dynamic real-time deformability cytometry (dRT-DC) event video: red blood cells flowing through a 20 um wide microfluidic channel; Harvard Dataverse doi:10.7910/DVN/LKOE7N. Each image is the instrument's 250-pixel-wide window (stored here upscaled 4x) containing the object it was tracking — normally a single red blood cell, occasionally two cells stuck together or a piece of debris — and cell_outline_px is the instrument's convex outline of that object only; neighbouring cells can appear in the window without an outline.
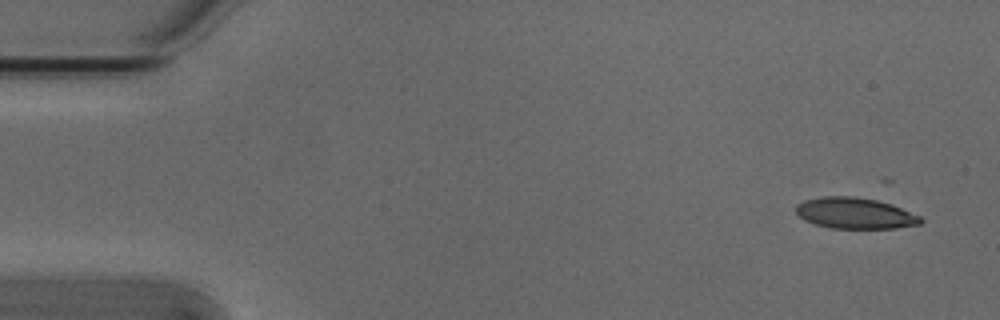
{"species": "Egyptian fruit bat (a non-hibernating species)", "species_latin": "Rousettus aegyptiacus", "temperature_condition": "cold", "stored_images_in_passage": 5, "camera_frame_rate_fps": 3000, "um_per_image_px": 0.085, "animal": {"sex": "male"}, "frame": {"image": 1, "passage_image": 1, "time_ms": 0.0, "image_size_px": [1000, 320], "cell_outline_px": [[924, 220], [920, 224], [896, 228], [832, 228], [816, 224], [804, 220], [796, 212], [796, 204], [804, 200], [824, 196], [856, 196], [876, 200], [892, 204], [920, 216]], "centroid_in_image_um": [72.68, 18.11], "position_along_channel_um": 12.3, "area_um2": 22.54}}
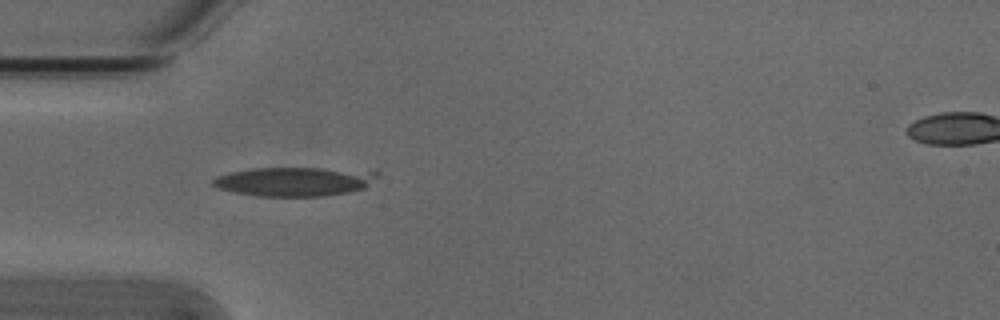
{"frame": {"image": 2, "passage_image": 4, "time_ms": 1.0, "image_size_px": [1000, 320], "cell_outline_px": [[380, 172], [364, 188], [348, 192], [324, 196], [256, 196], [216, 188], [212, 184], [212, 180], [220, 176], [232, 172], [252, 168], [320, 168]], "centroid_in_image_um": [24.99, 15.43], "position_along_channel_um": 60.0, "area_um2": 27.4}}